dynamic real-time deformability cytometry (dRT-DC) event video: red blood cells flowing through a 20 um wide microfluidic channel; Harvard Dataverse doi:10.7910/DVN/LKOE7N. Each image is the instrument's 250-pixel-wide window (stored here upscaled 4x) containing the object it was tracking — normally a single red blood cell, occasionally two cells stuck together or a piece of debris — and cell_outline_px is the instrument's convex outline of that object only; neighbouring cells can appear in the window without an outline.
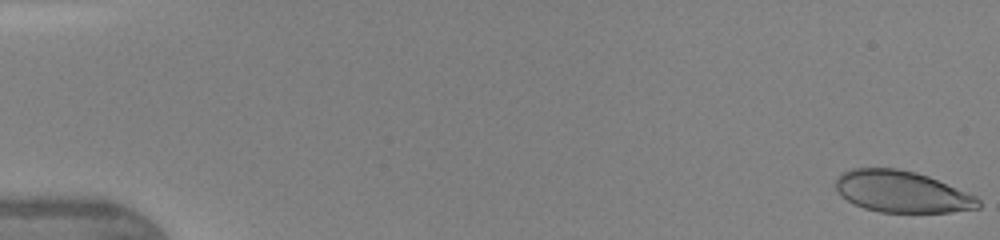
{"species": "human", "species_latin": "Homo sapiens", "temperature_condition": "warm", "stored_images_in_passage": 47, "camera_frame_rate_fps": 3000, "um_per_image_px": 0.085, "donor": {"sex": "female"}, "frame": {"image": 1, "passage_image": 1, "time_ms": 0.0, "image_size_px": [1000, 240], "cell_outline_px": [[980, 208], [952, 212], [880, 212], [864, 208], [840, 196], [836, 188], [836, 180], [840, 172], [852, 168], [896, 168], [916, 172], [928, 176], [976, 196], [980, 200]], "centroid_in_image_um": [76.64, 16.29], "position_along_channel_um": 8.4, "area_um2": 34.51}}
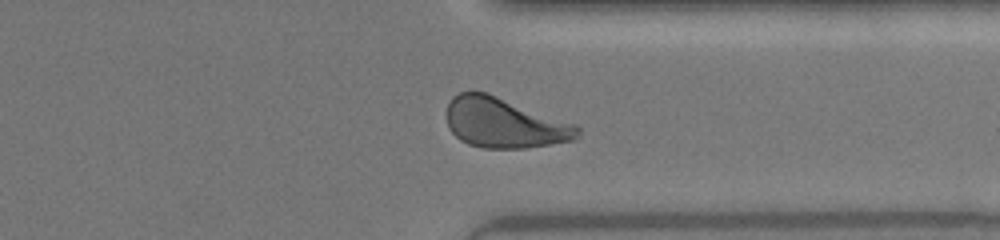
{"frame": {"image": 2, "passage_image": 37, "time_ms": 12.0, "image_size_px": [1000, 240], "cell_outline_px": [[580, 132], [576, 140], [524, 148], [484, 148], [468, 144], [460, 140], [448, 128], [448, 104], [452, 96], [460, 92], [488, 92], [576, 124], [580, 128]], "centroid_in_image_um": [42.89, 10.44], "position_along_channel_um": 368.5, "area_um2": 38.26}}
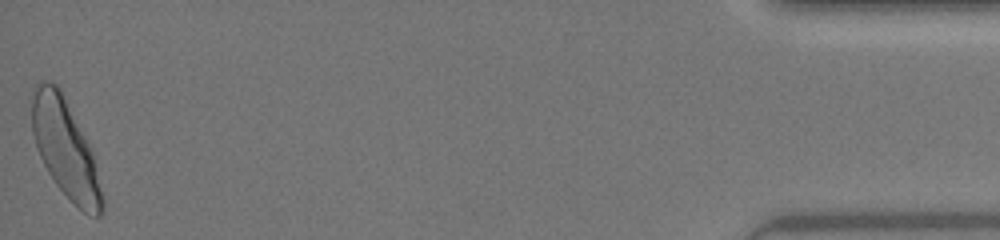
{"frame": {"image": 3, "passage_image": 47, "time_ms": 15.333, "image_size_px": [1000, 240], "cell_outline_px": [[104, 204], [100, 216], [96, 216], [84, 212], [56, 184], [48, 172], [36, 148], [32, 132], [32, 88], [40, 80], [52, 80], [60, 88], [88, 144], [92, 156], [104, 200]], "centroid_in_image_um": [5.5, 12.56], "position_along_channel_um": 429.7, "area_um2": 39.25}, "authors_computed_cell_mechanics": {"area_um2": 37.1654, "velocity_mm_per_s": 4.3556, "shape_relaxation_time_tau1_ms": 3.1661, "shape_relaxation_time_tau2_ms": null, "deformation_change_tau1": 0.1536, "deformation_change_tau2": null}}